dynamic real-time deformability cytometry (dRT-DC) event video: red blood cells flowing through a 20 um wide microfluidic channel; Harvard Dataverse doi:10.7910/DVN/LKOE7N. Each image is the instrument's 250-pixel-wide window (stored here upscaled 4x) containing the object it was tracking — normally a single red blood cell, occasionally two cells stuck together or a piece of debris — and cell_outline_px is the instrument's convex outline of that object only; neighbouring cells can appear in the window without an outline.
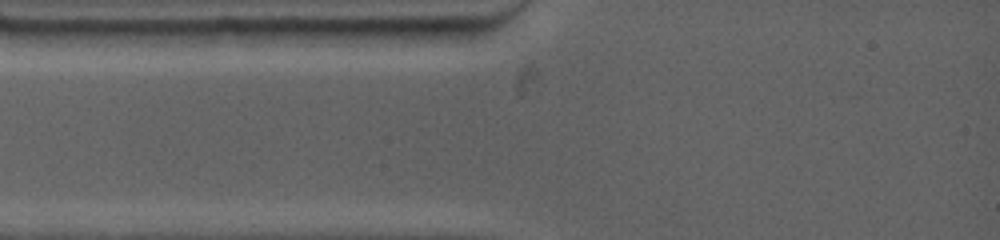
{"species": "common noctule bat (a hibernating species)", "species_latin": "Nyctalus noctula", "temperature_condition": "warm", "stored_images_in_passage": 1, "camera_frame_rate_fps": 4500, "um_per_image_px": 0.085, "animal": {"sex": "female", "body_mass_g": 19.0, "forearm_length_mm": 53.3}, "frame": {"image": 1, "passage_image": 1, "time_ms": 0.0, "image_size_px": [1000, 240], "cell_outline_px": [[244, 32], [212, 48], [104, 48], [96, 44], [88, 32], [88, 28], [244, 28]], "centroid_in_image_um": [13.8, 3.18], "position_along_channel_um": 71.2, "area_um2": 20.0}}